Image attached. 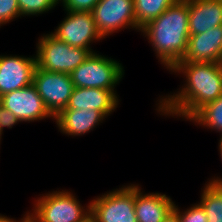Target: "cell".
<instances>
[{"instance_id": "cell-1", "label": "cell", "mask_w": 222, "mask_h": 222, "mask_svg": "<svg viewBox=\"0 0 222 222\" xmlns=\"http://www.w3.org/2000/svg\"><path fill=\"white\" fill-rule=\"evenodd\" d=\"M169 72L182 74L184 84L161 96L157 113L188 121L201 107L222 95V63L178 62Z\"/></svg>"}, {"instance_id": "cell-2", "label": "cell", "mask_w": 222, "mask_h": 222, "mask_svg": "<svg viewBox=\"0 0 222 222\" xmlns=\"http://www.w3.org/2000/svg\"><path fill=\"white\" fill-rule=\"evenodd\" d=\"M140 32L152 45L160 64L170 71L187 51L190 37L188 0H177Z\"/></svg>"}, {"instance_id": "cell-3", "label": "cell", "mask_w": 222, "mask_h": 222, "mask_svg": "<svg viewBox=\"0 0 222 222\" xmlns=\"http://www.w3.org/2000/svg\"><path fill=\"white\" fill-rule=\"evenodd\" d=\"M27 211L33 222H82L91 214L90 202L82 206L75 194L62 189L41 194Z\"/></svg>"}, {"instance_id": "cell-4", "label": "cell", "mask_w": 222, "mask_h": 222, "mask_svg": "<svg viewBox=\"0 0 222 222\" xmlns=\"http://www.w3.org/2000/svg\"><path fill=\"white\" fill-rule=\"evenodd\" d=\"M124 71L119 61L94 52L69 75L74 87L112 90L119 97L115 87L123 79Z\"/></svg>"}, {"instance_id": "cell-5", "label": "cell", "mask_w": 222, "mask_h": 222, "mask_svg": "<svg viewBox=\"0 0 222 222\" xmlns=\"http://www.w3.org/2000/svg\"><path fill=\"white\" fill-rule=\"evenodd\" d=\"M36 65L44 71L70 74L91 54L88 49L72 47L50 32L39 37L36 44Z\"/></svg>"}, {"instance_id": "cell-6", "label": "cell", "mask_w": 222, "mask_h": 222, "mask_svg": "<svg viewBox=\"0 0 222 222\" xmlns=\"http://www.w3.org/2000/svg\"><path fill=\"white\" fill-rule=\"evenodd\" d=\"M0 102L9 129L19 122L30 123L46 118L54 120L33 84L0 96Z\"/></svg>"}, {"instance_id": "cell-7", "label": "cell", "mask_w": 222, "mask_h": 222, "mask_svg": "<svg viewBox=\"0 0 222 222\" xmlns=\"http://www.w3.org/2000/svg\"><path fill=\"white\" fill-rule=\"evenodd\" d=\"M96 222H138L135 214V184L102 193L90 201Z\"/></svg>"}, {"instance_id": "cell-8", "label": "cell", "mask_w": 222, "mask_h": 222, "mask_svg": "<svg viewBox=\"0 0 222 222\" xmlns=\"http://www.w3.org/2000/svg\"><path fill=\"white\" fill-rule=\"evenodd\" d=\"M64 11L67 13L66 17L58 24L54 32L50 33L72 47L88 49L94 53L92 43L104 38L97 30L92 12Z\"/></svg>"}, {"instance_id": "cell-9", "label": "cell", "mask_w": 222, "mask_h": 222, "mask_svg": "<svg viewBox=\"0 0 222 222\" xmlns=\"http://www.w3.org/2000/svg\"><path fill=\"white\" fill-rule=\"evenodd\" d=\"M91 12L104 39L122 29L137 30L134 0H100Z\"/></svg>"}, {"instance_id": "cell-10", "label": "cell", "mask_w": 222, "mask_h": 222, "mask_svg": "<svg viewBox=\"0 0 222 222\" xmlns=\"http://www.w3.org/2000/svg\"><path fill=\"white\" fill-rule=\"evenodd\" d=\"M33 85L54 118L66 109L74 89L68 73L44 71L37 66L33 75Z\"/></svg>"}, {"instance_id": "cell-11", "label": "cell", "mask_w": 222, "mask_h": 222, "mask_svg": "<svg viewBox=\"0 0 222 222\" xmlns=\"http://www.w3.org/2000/svg\"><path fill=\"white\" fill-rule=\"evenodd\" d=\"M36 56L0 55V96L33 84Z\"/></svg>"}, {"instance_id": "cell-12", "label": "cell", "mask_w": 222, "mask_h": 222, "mask_svg": "<svg viewBox=\"0 0 222 222\" xmlns=\"http://www.w3.org/2000/svg\"><path fill=\"white\" fill-rule=\"evenodd\" d=\"M180 62L222 63V25L202 34L191 35L187 51Z\"/></svg>"}, {"instance_id": "cell-13", "label": "cell", "mask_w": 222, "mask_h": 222, "mask_svg": "<svg viewBox=\"0 0 222 222\" xmlns=\"http://www.w3.org/2000/svg\"><path fill=\"white\" fill-rule=\"evenodd\" d=\"M119 101V97L112 90L74 87L64 110L94 109L107 118L116 110Z\"/></svg>"}, {"instance_id": "cell-14", "label": "cell", "mask_w": 222, "mask_h": 222, "mask_svg": "<svg viewBox=\"0 0 222 222\" xmlns=\"http://www.w3.org/2000/svg\"><path fill=\"white\" fill-rule=\"evenodd\" d=\"M135 184V214L138 222H163L173 211L175 202L162 193H143Z\"/></svg>"}, {"instance_id": "cell-15", "label": "cell", "mask_w": 222, "mask_h": 222, "mask_svg": "<svg viewBox=\"0 0 222 222\" xmlns=\"http://www.w3.org/2000/svg\"><path fill=\"white\" fill-rule=\"evenodd\" d=\"M106 117L98 110H63L55 118L58 130L68 136H82L93 131Z\"/></svg>"}, {"instance_id": "cell-16", "label": "cell", "mask_w": 222, "mask_h": 222, "mask_svg": "<svg viewBox=\"0 0 222 222\" xmlns=\"http://www.w3.org/2000/svg\"><path fill=\"white\" fill-rule=\"evenodd\" d=\"M189 35L222 25V0H188Z\"/></svg>"}, {"instance_id": "cell-17", "label": "cell", "mask_w": 222, "mask_h": 222, "mask_svg": "<svg viewBox=\"0 0 222 222\" xmlns=\"http://www.w3.org/2000/svg\"><path fill=\"white\" fill-rule=\"evenodd\" d=\"M201 192L198 203L205 211L207 221L222 222V183H215L208 179Z\"/></svg>"}, {"instance_id": "cell-18", "label": "cell", "mask_w": 222, "mask_h": 222, "mask_svg": "<svg viewBox=\"0 0 222 222\" xmlns=\"http://www.w3.org/2000/svg\"><path fill=\"white\" fill-rule=\"evenodd\" d=\"M188 121L219 132L222 137V95L201 107Z\"/></svg>"}, {"instance_id": "cell-19", "label": "cell", "mask_w": 222, "mask_h": 222, "mask_svg": "<svg viewBox=\"0 0 222 222\" xmlns=\"http://www.w3.org/2000/svg\"><path fill=\"white\" fill-rule=\"evenodd\" d=\"M176 1L177 0H134L137 32H140L144 26L157 18Z\"/></svg>"}, {"instance_id": "cell-20", "label": "cell", "mask_w": 222, "mask_h": 222, "mask_svg": "<svg viewBox=\"0 0 222 222\" xmlns=\"http://www.w3.org/2000/svg\"><path fill=\"white\" fill-rule=\"evenodd\" d=\"M21 18L22 16H38L40 14L48 13L49 10L58 6L59 0H17Z\"/></svg>"}, {"instance_id": "cell-21", "label": "cell", "mask_w": 222, "mask_h": 222, "mask_svg": "<svg viewBox=\"0 0 222 222\" xmlns=\"http://www.w3.org/2000/svg\"><path fill=\"white\" fill-rule=\"evenodd\" d=\"M173 210L178 214L180 222H208L205 211L199 203L192 204L184 211H181L179 206L174 204Z\"/></svg>"}, {"instance_id": "cell-22", "label": "cell", "mask_w": 222, "mask_h": 222, "mask_svg": "<svg viewBox=\"0 0 222 222\" xmlns=\"http://www.w3.org/2000/svg\"><path fill=\"white\" fill-rule=\"evenodd\" d=\"M21 18L17 0H0V27Z\"/></svg>"}, {"instance_id": "cell-23", "label": "cell", "mask_w": 222, "mask_h": 222, "mask_svg": "<svg viewBox=\"0 0 222 222\" xmlns=\"http://www.w3.org/2000/svg\"><path fill=\"white\" fill-rule=\"evenodd\" d=\"M99 1L100 0H59V3H62L63 10L91 12Z\"/></svg>"}, {"instance_id": "cell-24", "label": "cell", "mask_w": 222, "mask_h": 222, "mask_svg": "<svg viewBox=\"0 0 222 222\" xmlns=\"http://www.w3.org/2000/svg\"><path fill=\"white\" fill-rule=\"evenodd\" d=\"M4 127L9 129V127L6 124V121L4 119L2 109H1V102H0V144H1V139H2V134H3Z\"/></svg>"}, {"instance_id": "cell-25", "label": "cell", "mask_w": 222, "mask_h": 222, "mask_svg": "<svg viewBox=\"0 0 222 222\" xmlns=\"http://www.w3.org/2000/svg\"><path fill=\"white\" fill-rule=\"evenodd\" d=\"M26 214L24 215L23 214V217L19 220H16V219H13V218H10V217H7L3 214H0V222H22L28 215H27V212H25Z\"/></svg>"}, {"instance_id": "cell-26", "label": "cell", "mask_w": 222, "mask_h": 222, "mask_svg": "<svg viewBox=\"0 0 222 222\" xmlns=\"http://www.w3.org/2000/svg\"><path fill=\"white\" fill-rule=\"evenodd\" d=\"M163 222H180L178 218V214L173 210L170 214L165 218Z\"/></svg>"}, {"instance_id": "cell-27", "label": "cell", "mask_w": 222, "mask_h": 222, "mask_svg": "<svg viewBox=\"0 0 222 222\" xmlns=\"http://www.w3.org/2000/svg\"><path fill=\"white\" fill-rule=\"evenodd\" d=\"M209 181H212V182H215V183H222V177H219V176L215 177L214 176Z\"/></svg>"}, {"instance_id": "cell-28", "label": "cell", "mask_w": 222, "mask_h": 222, "mask_svg": "<svg viewBox=\"0 0 222 222\" xmlns=\"http://www.w3.org/2000/svg\"><path fill=\"white\" fill-rule=\"evenodd\" d=\"M82 222H96L95 218L90 214Z\"/></svg>"}, {"instance_id": "cell-29", "label": "cell", "mask_w": 222, "mask_h": 222, "mask_svg": "<svg viewBox=\"0 0 222 222\" xmlns=\"http://www.w3.org/2000/svg\"><path fill=\"white\" fill-rule=\"evenodd\" d=\"M218 151H219V154H220V157H221V161H222V137H220V140H219V143H218Z\"/></svg>"}, {"instance_id": "cell-30", "label": "cell", "mask_w": 222, "mask_h": 222, "mask_svg": "<svg viewBox=\"0 0 222 222\" xmlns=\"http://www.w3.org/2000/svg\"><path fill=\"white\" fill-rule=\"evenodd\" d=\"M22 222H33L28 216Z\"/></svg>"}]
</instances>
